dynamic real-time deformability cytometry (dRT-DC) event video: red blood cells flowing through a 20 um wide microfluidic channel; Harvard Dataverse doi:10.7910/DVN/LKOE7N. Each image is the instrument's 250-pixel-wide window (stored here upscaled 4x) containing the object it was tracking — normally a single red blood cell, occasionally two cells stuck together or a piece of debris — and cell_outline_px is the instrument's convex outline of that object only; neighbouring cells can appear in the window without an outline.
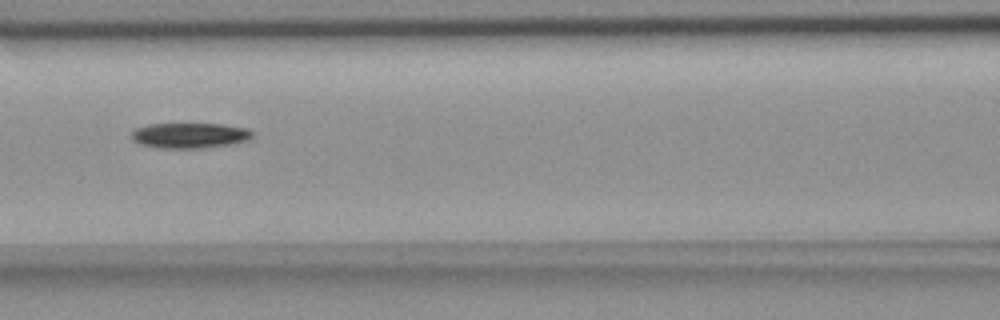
{"species": "common noctule bat (a hibernating species)", "species_latin": "Nyctalus noctula", "temperature_condition": "room temperature", "stored_images_in_passage": 5, "camera_frame_rate_fps": 3000, "um_per_image_px": 0.085, "animal": {"sex": "female", "body_mass_g": 18.4}, "frame": {"image": 1, "passage_image": 5, "time_ms": 4.667, "image_size_px": [1000, 320], "cell_outline_px": [[252, 136], [248, 140], [228, 144], [204, 148], [160, 148], [140, 144], [132, 140], [132, 132], [136, 128], [148, 124], [224, 124], [248, 128], [252, 132]], "centroid_in_image_um": [16.12, 11.51], "position_along_channel_um": 150.5, "area_um2": 17.8}}